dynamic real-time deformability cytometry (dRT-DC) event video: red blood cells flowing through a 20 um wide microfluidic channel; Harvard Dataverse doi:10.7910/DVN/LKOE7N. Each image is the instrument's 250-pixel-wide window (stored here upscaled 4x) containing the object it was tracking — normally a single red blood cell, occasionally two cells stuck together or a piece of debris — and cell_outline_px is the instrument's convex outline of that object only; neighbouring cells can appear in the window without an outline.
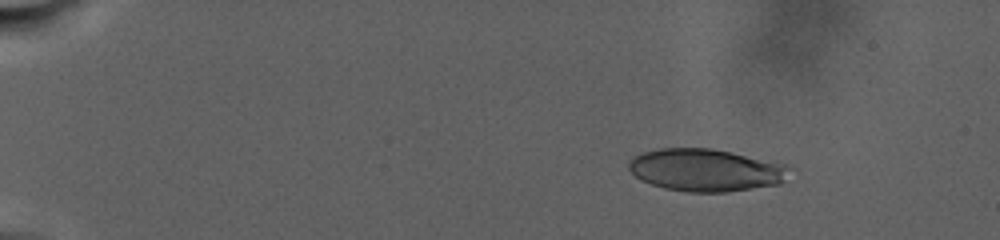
{"species": "human", "species_latin": "Homo sapiens", "temperature_condition": "warm", "stored_images_in_passage": 69, "camera_frame_rate_fps": 3000, "um_per_image_px": 0.085, "donor": {"sex": "male"}, "frame": {"image": 1, "passage_image": 1, "time_ms": 0.0, "image_size_px": [1000, 240], "cell_outline_px": [[796, 168], [780, 184], [728, 192], [688, 192], [664, 188], [640, 180], [628, 168], [628, 160], [632, 156], [644, 152], [660, 148], [712, 148], [732, 152], [788, 164]], "centroid_in_image_um": [60.05, 14.45], "position_along_channel_um": 25.0, "area_um2": 40.34}}
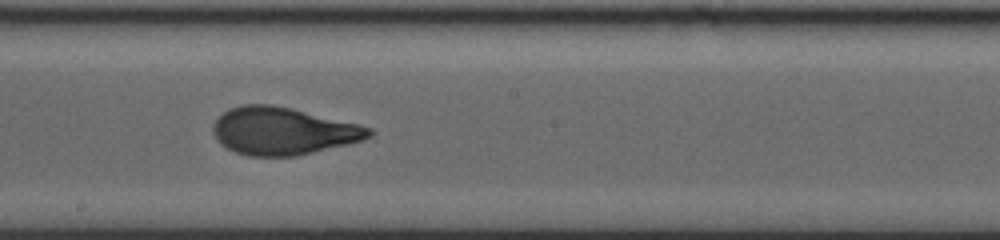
{"frame": {"image": 2, "passage_image": 36, "time_ms": 13.333, "image_size_px": [1000, 240], "cell_outline_px": [[372, 136], [364, 140], [348, 144], [296, 156], [248, 156], [236, 152], [220, 144], [216, 140], [212, 132], [212, 128], [216, 120], [224, 112], [232, 108], [244, 104], [272, 104], [292, 108], [360, 124], [372, 128]], "centroid_in_image_um": [24.07, 11.14], "position_along_channel_um": 224.1, "area_um2": 43.23}}
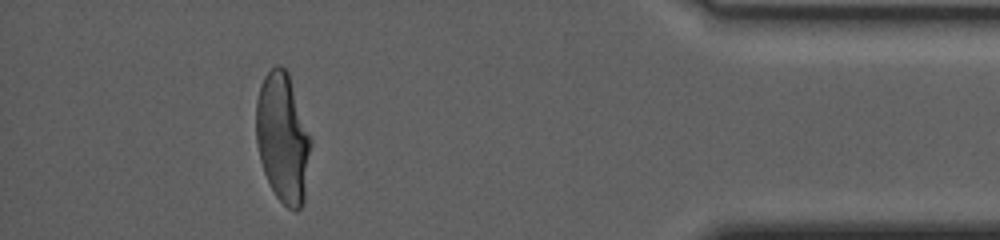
{"frame": {"image": 3, "passage_image": 62, "time_ms": 22.667, "image_size_px": [1000, 240], "cell_outline_px": [[312, 144], [304, 204], [296, 212], [288, 208], [276, 196], [264, 172], [260, 160], [256, 140], [256, 100], [260, 84], [264, 76], [276, 64], [280, 64], [288, 72], [312, 136]], "centroid_in_image_um": [24.06, 11.71], "position_along_channel_um": 411.1, "area_um2": 41.96}, "authors_computed_cell_mechanics": {"area_um2": 41.905, "velocity_mm_per_s": 2.4306, "shape_relaxation_time_tau1_ms": 10.2502, "shape_relaxation_time_tau2_ms": 1.2099, "deformation_change_tau1": 0.2686, "deformation_change_tau2": 0.0752}}